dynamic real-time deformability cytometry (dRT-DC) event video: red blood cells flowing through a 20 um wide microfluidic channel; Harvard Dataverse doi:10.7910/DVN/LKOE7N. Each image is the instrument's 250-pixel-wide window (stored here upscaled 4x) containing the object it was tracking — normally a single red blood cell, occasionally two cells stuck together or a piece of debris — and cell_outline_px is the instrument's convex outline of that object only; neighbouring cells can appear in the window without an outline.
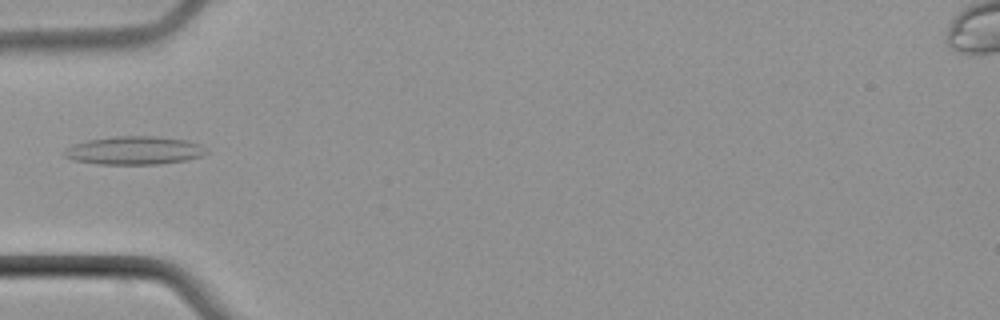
{"species": "common noctule bat (a hibernating species)", "species_latin": "Nyctalus noctula", "temperature_condition": "cold", "stored_images_in_passage": 4, "camera_frame_rate_fps": 3000, "um_per_image_px": 0.085, "animal": {"sex": "male", "body_mass_g": 21.5, "forearm_length_mm": 52.0}, "frame": {"image": 1, "passage_image": 4, "time_ms": 3.667, "image_size_px": [1000, 320], "cell_outline_px": [[208, 152], [200, 156], [188, 160], [160, 164], [100, 164], [72, 160], [64, 156], [64, 152], [72, 144], [88, 140], [116, 136], [152, 136], [188, 140], [200, 144]], "centroid_in_image_um": [11.42, 12.79], "position_along_channel_um": 73.6, "area_um2": 23.35}}